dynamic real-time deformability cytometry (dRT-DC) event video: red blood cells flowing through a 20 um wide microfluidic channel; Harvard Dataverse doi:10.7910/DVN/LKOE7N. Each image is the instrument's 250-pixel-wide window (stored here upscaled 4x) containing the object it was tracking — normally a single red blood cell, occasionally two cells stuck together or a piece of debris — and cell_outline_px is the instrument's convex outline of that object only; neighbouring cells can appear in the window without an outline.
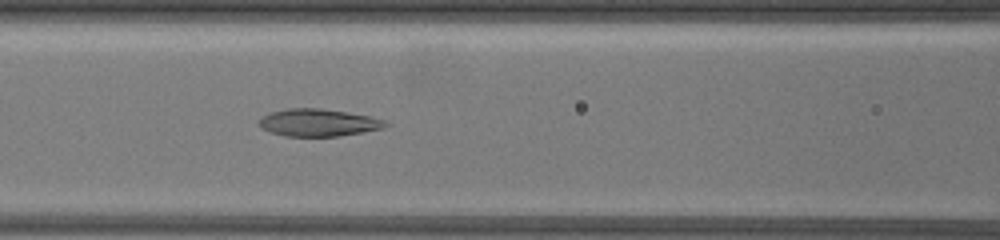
{"species": "common noctule bat (a hibernating species)", "species_latin": "Nyctalus noctula", "temperature_condition": "warm", "stored_images_in_passage": 14, "camera_frame_rate_fps": 3000, "um_per_image_px": 0.085, "animal": {"sex": "female", "body_mass_g": 19.5, "forearm_length_mm": 54.1}, "frame": {"image": 1, "passage_image": 14, "time_ms": 7.667, "image_size_px": [1000, 240], "cell_outline_px": [[392, 124], [384, 128], [364, 132], [340, 136], [312, 140], [296, 140], [268, 132], [260, 128], [256, 124], [256, 120], [260, 116], [268, 112], [288, 108], [320, 108], [348, 112], [388, 120]], "centroid_in_image_um": [26.97, 10.48], "position_along_channel_um": 139.6, "area_um2": 21.91}}